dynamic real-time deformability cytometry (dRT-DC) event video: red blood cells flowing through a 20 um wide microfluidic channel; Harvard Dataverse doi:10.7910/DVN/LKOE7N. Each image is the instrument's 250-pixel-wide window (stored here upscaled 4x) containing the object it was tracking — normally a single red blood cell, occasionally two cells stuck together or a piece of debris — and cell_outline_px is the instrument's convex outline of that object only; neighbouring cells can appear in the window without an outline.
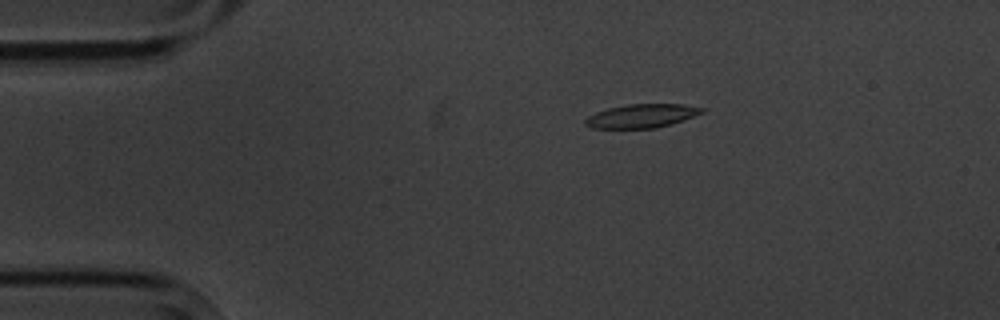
{"species": "common noctule bat (a hibernating species)", "species_latin": "Nyctalus noctula", "temperature_condition": "cold", "stored_images_in_passage": 7, "camera_frame_rate_fps": 3000, "um_per_image_px": 0.085, "animal": {"sex": "male", "body_mass_g": 20.1, "forearm_length_mm": 53.5}, "frame": {"image": 1, "passage_image": 4, "time_ms": 3.333, "image_size_px": [1000, 320], "cell_outline_px": [[704, 112], [684, 120], [672, 124], [656, 128], [592, 128], [584, 124], [584, 120], [588, 116], [596, 112], [608, 108], [628, 104], [684, 104], [704, 108]], "centroid_in_image_um": [54.55, 9.85], "position_along_channel_um": 30.5, "area_um2": 16.13}}
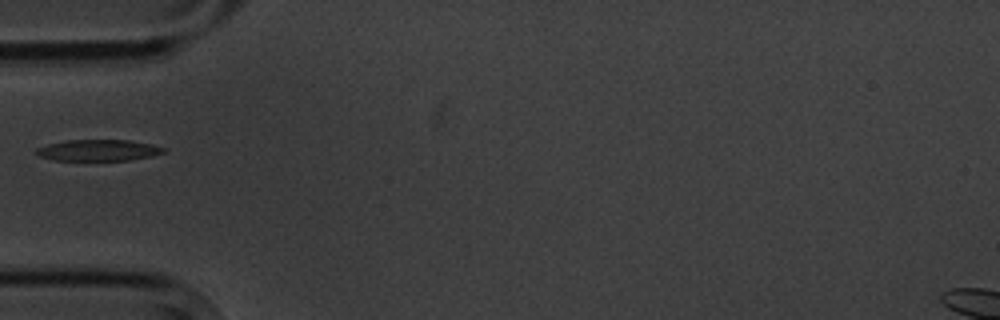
{"frame": {"image": 2, "passage_image": 6, "time_ms": 6.0, "image_size_px": [1000, 320], "cell_outline_px": [[164, 152], [152, 156], [132, 160], [52, 160], [40, 156], [36, 152], [36, 148], [48, 144], [68, 140], [128, 140], [152, 144], [164, 148]], "centroid_in_image_um": [8.36, 12.77], "position_along_channel_um": 76.6, "area_um2": 15.66}}
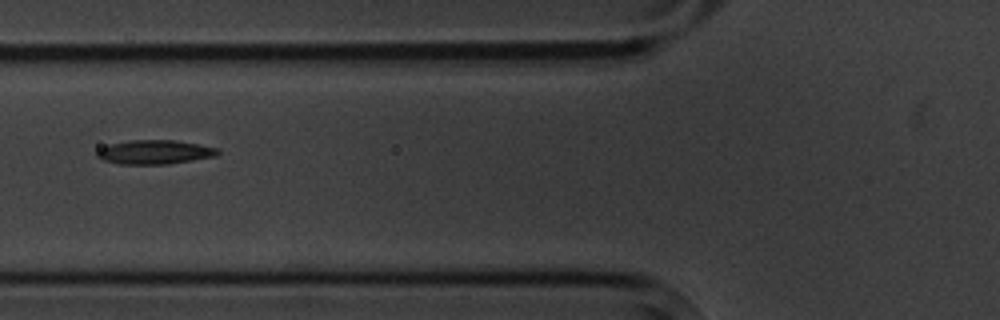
{"frame": {"image": 3, "passage_image": 7, "time_ms": 7.0, "image_size_px": [1000, 320], "cell_outline_px": [[220, 152], [216, 156], [168, 164], [120, 164], [104, 160], [96, 156], [96, 152], [100, 148], [108, 144], [128, 140], [176, 140], [220, 148]], "centroid_in_image_um": [13.15, 12.92], "position_along_channel_um": 112.6, "area_um2": 17.05}}